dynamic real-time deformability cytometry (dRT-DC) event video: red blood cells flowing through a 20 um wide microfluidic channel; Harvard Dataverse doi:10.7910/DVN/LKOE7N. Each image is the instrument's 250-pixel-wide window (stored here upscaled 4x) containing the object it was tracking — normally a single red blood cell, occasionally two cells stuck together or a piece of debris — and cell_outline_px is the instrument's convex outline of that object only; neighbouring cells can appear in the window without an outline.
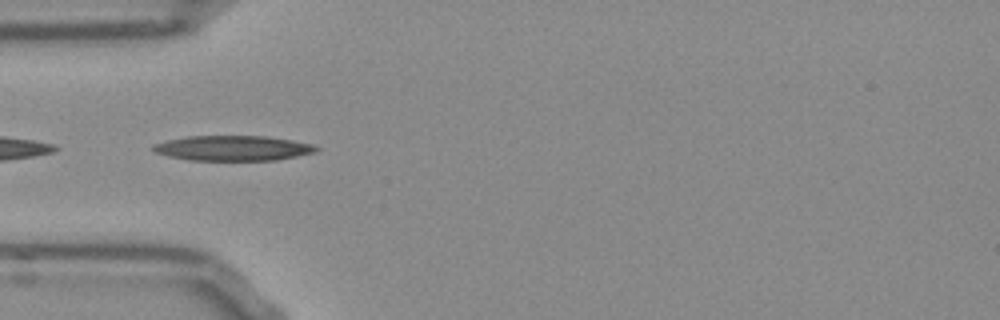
{"species": "Egyptian fruit bat (a non-hibernating species)", "species_latin": "Rousettus aegyptiacus", "temperature_condition": "room temperature", "stored_images_in_passage": 14, "camera_frame_rate_fps": 3000, "um_per_image_px": 0.085, "frame": {"image": 1, "passage_image": 1, "time_ms": 0.0, "image_size_px": [1000, 320], "cell_outline_px": [[320, 148], [316, 152], [276, 160], [188, 160], [168, 156], [156, 152], [152, 148], [152, 144], [168, 140], [188, 136], [264, 136], [292, 140], [312, 144]], "centroid_in_image_um": [19.8, 12.59], "position_along_channel_um": 65.2, "area_um2": 23.76}}
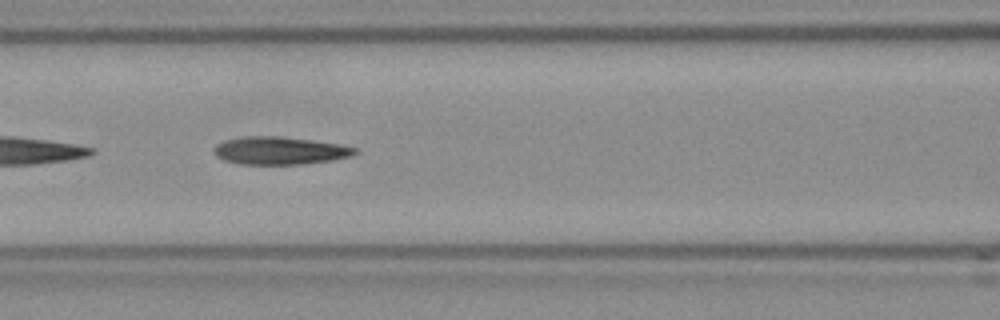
{"frame": {"image": 2, "passage_image": 7, "time_ms": 2.0, "image_size_px": [1000, 320], "cell_outline_px": [[356, 152], [352, 156], [332, 160], [300, 164], [240, 164], [224, 160], [216, 156], [212, 152], [212, 148], [216, 144], [224, 140], [240, 136], [280, 136], [340, 144], [356, 148]], "centroid_in_image_um": [23.71, 12.79], "position_along_channel_um": 142.9, "area_um2": 22.89}}